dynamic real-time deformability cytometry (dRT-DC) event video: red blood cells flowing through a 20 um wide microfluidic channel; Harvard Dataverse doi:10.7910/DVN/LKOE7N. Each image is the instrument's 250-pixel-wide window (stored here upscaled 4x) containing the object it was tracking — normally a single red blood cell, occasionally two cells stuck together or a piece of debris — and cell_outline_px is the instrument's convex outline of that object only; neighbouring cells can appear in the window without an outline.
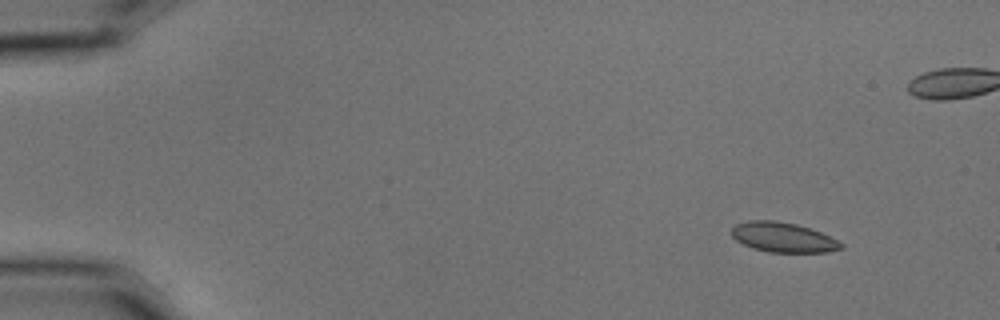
{"species": "common noctule bat (a hibernating species)", "species_latin": "Nyctalus noctula", "temperature_condition": "cold", "stored_images_in_passage": 15, "camera_frame_rate_fps": 3000, "um_per_image_px": 0.085, "animal": {"sex": "male", "body_mass_g": 15.6}, "frame": {"image": 1, "passage_image": 1, "time_ms": 0.0, "image_size_px": [1000, 320], "cell_outline_px": [[844, 248], [828, 252], [768, 252], [752, 248], [736, 240], [732, 236], [732, 228], [736, 224], [748, 220], [776, 220], [796, 224], [820, 232], [844, 244]], "centroid_in_image_um": [66.55, 20.17], "position_along_channel_um": 18.4, "area_um2": 18.96}}
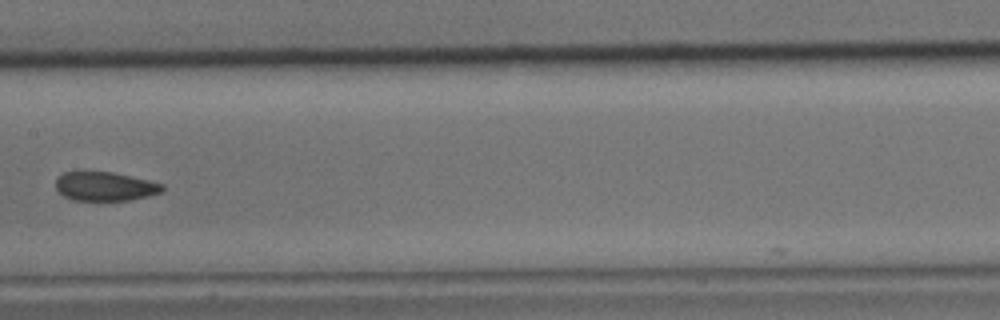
{"frame": {"image": 2, "passage_image": 7, "time_ms": 2.0, "image_size_px": [1000, 320], "cell_outline_px": [[164, 188], [160, 192], [148, 196], [128, 200], [72, 200], [64, 196], [56, 188], [56, 180], [64, 172], [80, 168], [112, 172], [148, 180], [164, 184]], "centroid_in_image_um": [8.87, 15.79], "position_along_channel_um": 198.5, "area_um2": 18.44}}
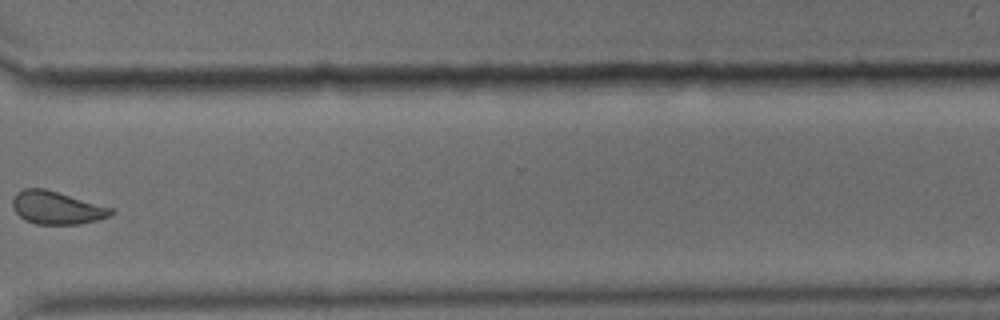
{"frame": {"image": 3, "passage_image": 11, "time_ms": 3.333, "image_size_px": [1000, 320], "cell_outline_px": [[116, 212], [108, 216], [96, 220], [80, 224], [36, 224], [24, 220], [12, 208], [12, 200], [16, 192], [24, 188], [44, 188], [112, 208]], "centroid_in_image_um": [4.78, 17.66], "position_along_channel_um": 365.8, "area_um2": 18.79}}